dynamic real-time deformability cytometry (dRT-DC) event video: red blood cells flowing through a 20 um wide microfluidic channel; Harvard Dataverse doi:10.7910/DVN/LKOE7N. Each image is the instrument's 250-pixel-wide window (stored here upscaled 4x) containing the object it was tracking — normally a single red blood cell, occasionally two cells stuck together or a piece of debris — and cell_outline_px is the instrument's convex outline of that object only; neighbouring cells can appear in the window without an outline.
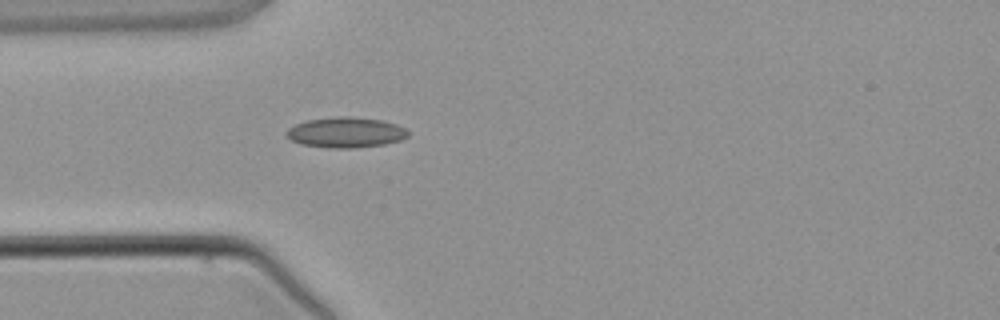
{"species": "common noctule bat (a hibernating species)", "species_latin": "Nyctalus noctula", "temperature_condition": "warm", "stored_images_in_passage": 1, "camera_frame_rate_fps": 3000, "um_per_image_px": 0.085, "animal": {"sex": "male", "body_mass_g": 21.5, "forearm_length_mm": 52.0}, "frame": {"image": 1, "passage_image": 1, "time_ms": 0.0, "image_size_px": [1000, 320], "cell_outline_px": [[408, 136], [400, 140], [384, 144], [352, 148], [332, 148], [300, 144], [292, 140], [284, 132], [288, 128], [296, 124], [308, 120], [336, 116], [348, 116], [380, 120], [396, 124], [404, 128], [408, 132]], "centroid_in_image_um": [29.37, 11.25], "position_along_channel_um": 55.6, "area_um2": 21.39}}